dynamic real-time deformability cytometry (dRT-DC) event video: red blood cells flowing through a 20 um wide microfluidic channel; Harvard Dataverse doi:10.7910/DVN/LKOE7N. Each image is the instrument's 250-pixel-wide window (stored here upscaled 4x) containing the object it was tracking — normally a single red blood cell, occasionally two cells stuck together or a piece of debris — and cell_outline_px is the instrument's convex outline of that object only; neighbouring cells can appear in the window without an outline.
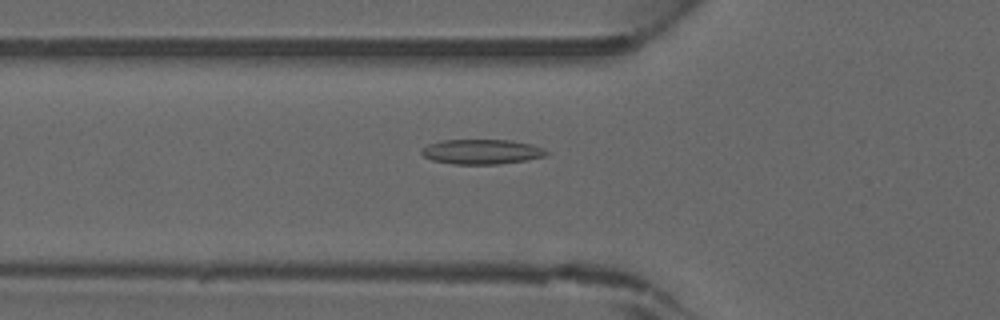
{"species": "common noctule bat (a hibernating species)", "species_latin": "Nyctalus noctula", "temperature_condition": "warm", "stored_images_in_passage": 45, "camera_frame_rate_fps": 3000, "um_per_image_px": 0.085, "animal": {"sex": "male", "forearm_length_mm": 52.5}, "frame": {"image": 1, "passage_image": 16, "time_ms": 5.0, "image_size_px": [1000, 320], "cell_outline_px": [[548, 152], [544, 156], [524, 160], [500, 164], [452, 164], [432, 160], [424, 156], [420, 152], [420, 148], [428, 144], [444, 140], [512, 140], [532, 144], [544, 148]], "centroid_in_image_um": [40.91, 12.89], "position_along_channel_um": 84.9, "area_um2": 18.09}}
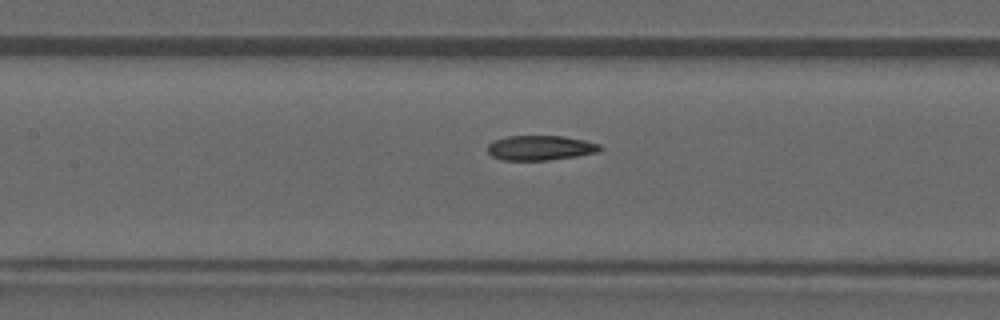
{"frame": {"image": 2, "passage_image": 21, "time_ms": 6.667, "image_size_px": [1000, 320], "cell_outline_px": [[604, 148], [600, 152], [576, 156], [548, 160], [504, 160], [492, 156], [488, 152], [488, 144], [492, 140], [508, 136], [564, 136], [584, 140], [600, 144]], "centroid_in_image_um": [45.95, 12.56], "position_along_channel_um": 161.4, "area_um2": 16.36}}
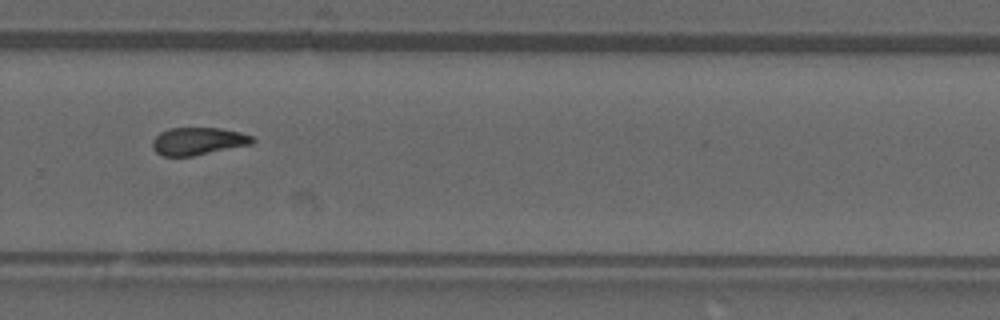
{"frame": {"image": 3, "passage_image": 31, "time_ms": 10.0, "image_size_px": [1000, 320], "cell_outline_px": [[256, 140], [252, 144], [192, 156], [160, 156], [152, 148], [152, 140], [160, 132], [168, 128], [220, 128], [240, 132], [252, 136]], "centroid_in_image_um": [16.82, 12.0], "position_along_channel_um": 313.0, "area_um2": 16.13}}